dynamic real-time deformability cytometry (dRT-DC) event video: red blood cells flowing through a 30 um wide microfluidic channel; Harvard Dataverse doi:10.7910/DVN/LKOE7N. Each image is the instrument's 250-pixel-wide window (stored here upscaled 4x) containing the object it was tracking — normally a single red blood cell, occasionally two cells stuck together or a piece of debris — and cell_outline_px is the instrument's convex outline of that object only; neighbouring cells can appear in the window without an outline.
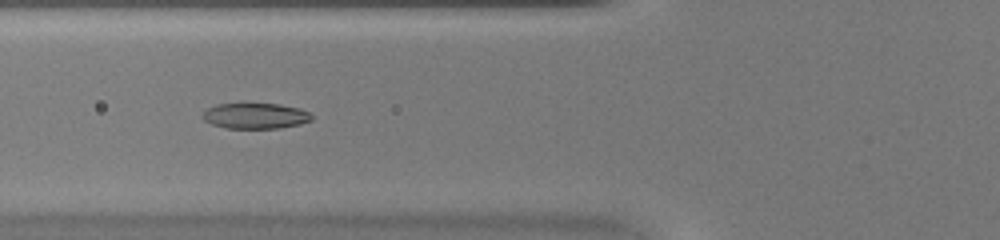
{"species": "common noctule bat (a hibernating species)", "species_latin": "Nyctalus noctula", "temperature_condition": "warm", "stored_images_in_passage": 41, "camera_frame_rate_fps": 3000, "um_per_image_px": 0.085, "animal": {"sex": "female", "body_mass_g": 20.0, "forearm_length_mm": 54.0}, "frame": {"image": 1, "passage_image": 13, "time_ms": 4.0, "image_size_px": [1000, 240], "cell_outline_px": [[312, 120], [300, 124], [280, 128], [228, 128], [212, 124], [204, 120], [200, 116], [208, 108], [216, 104], [280, 104], [300, 108], [308, 112], [312, 116]], "centroid_in_image_um": [21.71, 9.85], "position_along_channel_um": 104.1, "area_um2": 16.24}}
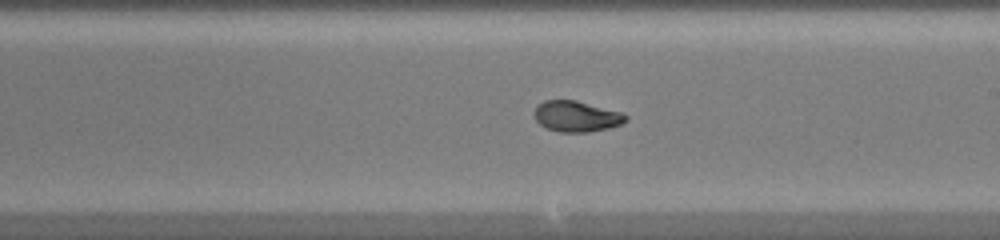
{"frame": {"image": 2, "passage_image": 22, "time_ms": 7.0, "image_size_px": [1000, 240], "cell_outline_px": [[628, 120], [620, 124], [608, 128], [588, 132], [560, 132], [548, 128], [540, 124], [536, 120], [532, 112], [544, 100], [576, 100], [624, 112], [628, 116]], "centroid_in_image_um": [49.03, 9.88], "position_along_channel_um": 240.0, "area_um2": 16.53}}
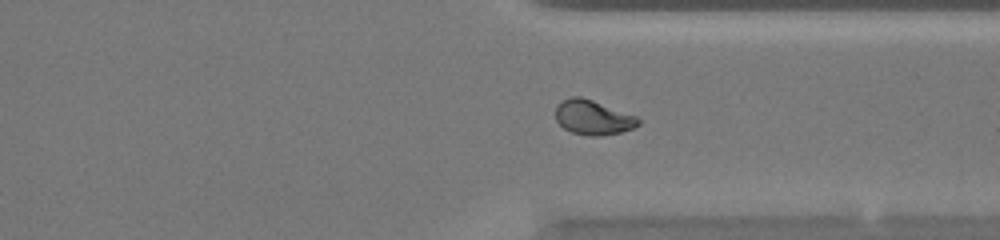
{"frame": {"image": 3, "passage_image": 30, "time_ms": 9.667, "image_size_px": [1000, 240], "cell_outline_px": [[640, 124], [632, 128], [620, 132], [600, 136], [588, 136], [572, 132], [564, 128], [556, 120], [556, 104], [572, 96], [580, 96], [592, 100], [636, 116], [640, 120]], "centroid_in_image_um": [50.39, 9.99], "position_along_channel_um": 361.0, "area_um2": 16.53}}